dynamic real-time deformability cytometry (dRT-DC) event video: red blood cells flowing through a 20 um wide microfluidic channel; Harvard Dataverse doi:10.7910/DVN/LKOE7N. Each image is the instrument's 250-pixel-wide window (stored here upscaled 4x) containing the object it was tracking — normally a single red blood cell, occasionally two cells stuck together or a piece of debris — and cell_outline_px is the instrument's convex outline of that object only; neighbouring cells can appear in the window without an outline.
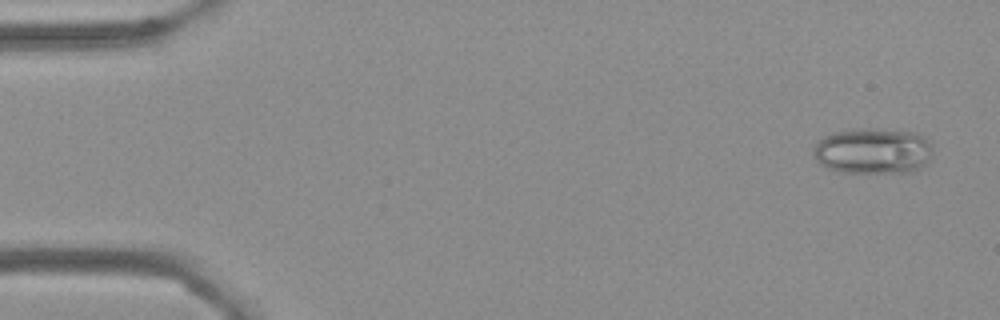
{"species": "Egyptian fruit bat (a non-hibernating species)", "species_latin": "Rousettus aegyptiacus", "temperature_condition": "cold", "stored_images_in_passage": 5, "camera_frame_rate_fps": 3000, "um_per_image_px": 0.085, "frame": {"image": 1, "passage_image": 1, "time_ms": 0.0, "image_size_px": [1000, 320], "cell_outline_px": [[932, 152], [928, 164], [912, 172], [840, 172], [828, 168], [820, 164], [816, 160], [812, 152], [812, 148], [816, 140], [824, 136], [836, 132], [852, 128], [872, 128], [916, 132], [924, 136], [932, 144]], "centroid_in_image_um": [74.2, 12.82], "position_along_channel_um": 10.8, "area_um2": 32.54}}